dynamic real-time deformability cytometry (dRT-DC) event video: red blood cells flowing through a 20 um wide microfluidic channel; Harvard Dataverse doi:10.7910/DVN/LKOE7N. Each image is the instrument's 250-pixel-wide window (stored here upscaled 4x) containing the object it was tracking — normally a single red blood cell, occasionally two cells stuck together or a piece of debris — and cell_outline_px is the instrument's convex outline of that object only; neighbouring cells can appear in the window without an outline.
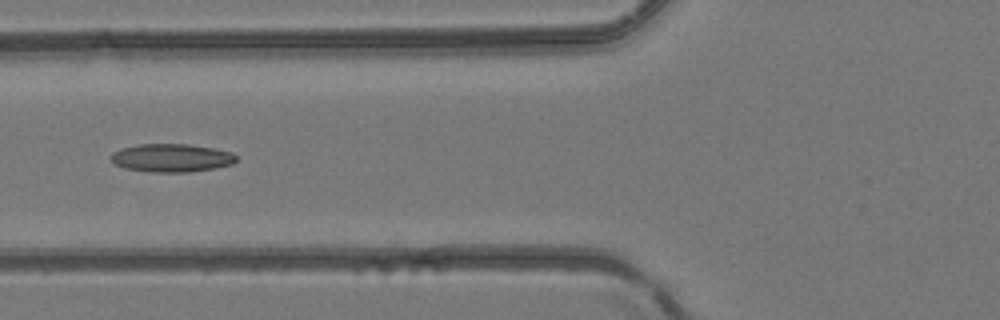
{"species": "common noctule bat (a hibernating species)", "species_latin": "Nyctalus noctula", "temperature_condition": "room temperature", "stored_images_in_passage": 4, "camera_frame_rate_fps": 3000, "um_per_image_px": 0.085, "animal": {"sex": "female", "body_mass_g": 24.6, "forearm_length_mm": 56.2}, "frame": {"image": 1, "passage_image": 3, "time_ms": 0.667, "image_size_px": [1000, 320], "cell_outline_px": [[236, 160], [232, 164], [216, 168], [188, 172], [152, 172], [124, 168], [116, 164], [108, 156], [112, 152], [120, 148], [140, 144], [188, 144], [216, 148], [232, 152], [236, 156]], "centroid_in_image_um": [14.58, 13.41], "position_along_channel_um": 111.2, "area_um2": 20.75}}
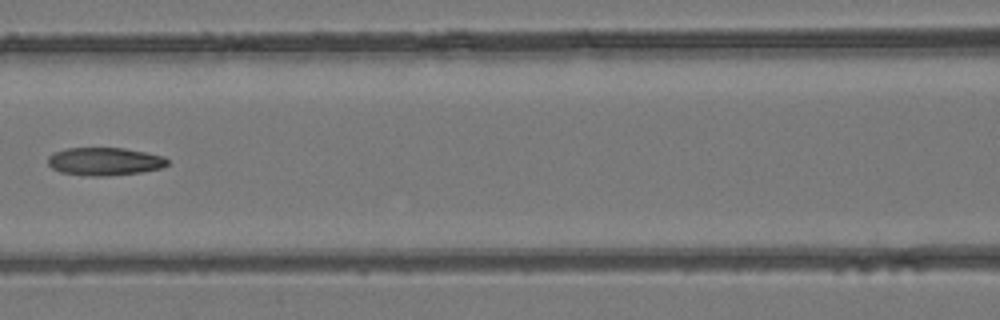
{"frame": {"image": 2, "passage_image": 4, "time_ms": 1.0, "image_size_px": [1000, 320], "cell_outline_px": [[168, 164], [160, 168], [140, 172], [108, 176], [92, 176], [60, 172], [52, 168], [48, 164], [48, 156], [52, 152], [68, 148], [124, 148], [164, 156], [168, 160]], "centroid_in_image_um": [8.87, 13.72], "position_along_channel_um": 157.7, "area_um2": 19.42}}